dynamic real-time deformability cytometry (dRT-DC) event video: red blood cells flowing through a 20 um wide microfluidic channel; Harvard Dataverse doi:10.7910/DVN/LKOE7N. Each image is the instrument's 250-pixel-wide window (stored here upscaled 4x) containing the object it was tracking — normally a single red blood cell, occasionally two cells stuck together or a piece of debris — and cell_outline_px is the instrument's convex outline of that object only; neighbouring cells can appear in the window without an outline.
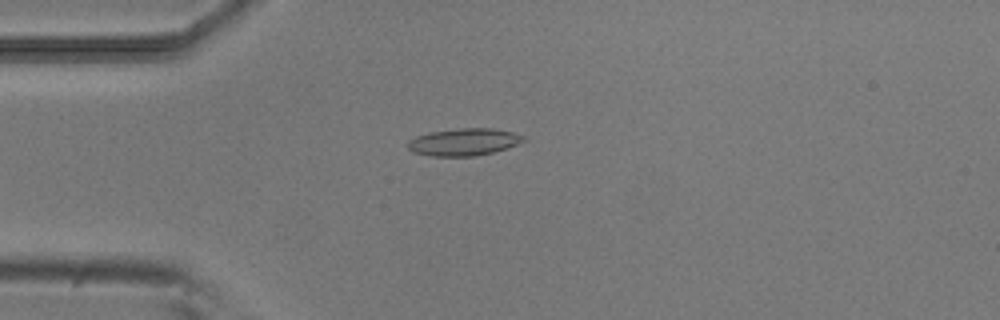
{"species": "common noctule bat (a hibernating species)", "species_latin": "Nyctalus noctula", "temperature_condition": "room temperature", "stored_images_in_passage": 41, "camera_frame_rate_fps": 3000, "um_per_image_px": 0.085, "animal": {"sex": "male", "body_mass_g": 20.5, "forearm_length_mm": 52.5}, "frame": {"image": 1, "passage_image": 2, "time_ms": 0.333, "image_size_px": [1000, 320], "cell_outline_px": [[528, 140], [508, 148], [476, 156], [432, 156], [412, 152], [408, 148], [408, 140], [416, 136], [428, 132], [460, 128], [492, 128], [512, 132], [524, 136]], "centroid_in_image_um": [39.44, 12.07], "position_along_channel_um": 45.6, "area_um2": 18.5}}
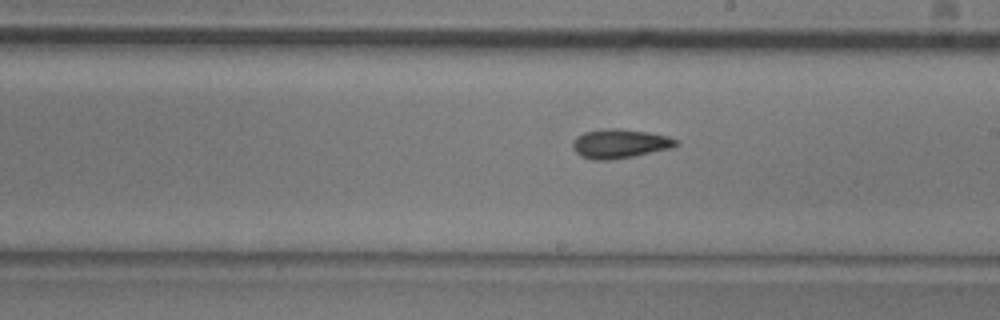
{"frame": {"image": 2, "passage_image": 18, "time_ms": 5.667, "image_size_px": [1000, 320], "cell_outline_px": [[680, 144], [672, 148], [612, 160], [592, 160], [580, 156], [572, 148], [572, 140], [576, 136], [584, 132], [608, 128], [620, 128], [648, 132], [668, 136], [676, 140]], "centroid_in_image_um": [52.65, 12.21], "position_along_channel_um": 236.3, "area_um2": 17.69}}
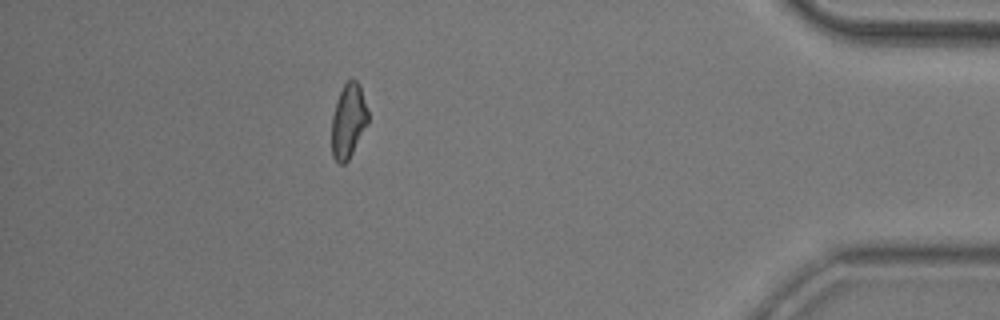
{"frame": {"image": 3, "passage_image": 35, "time_ms": 11.333, "image_size_px": [1000, 320], "cell_outline_px": [[368, 124], [348, 160], [344, 164], [336, 164], [332, 156], [332, 116], [340, 92], [344, 84], [352, 76], [360, 84], [368, 112]], "centroid_in_image_um": [29.61, 10.28], "position_along_channel_um": 405.6, "area_um2": 15.84}, "authors_computed_cell_mechanics": {"area_um2": 16.5308, "velocity_mm_per_s": 3.844, "shape_relaxation_time_tau1_ms": 5.4474, "shape_relaxation_time_tau2_ms": 9.2679, "deformation_change_tau1": 0.1464, "deformation_change_tau2": 0.1972}}